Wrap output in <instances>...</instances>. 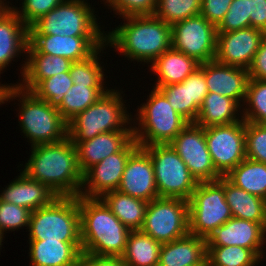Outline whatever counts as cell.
Instances as JSON below:
<instances>
[{
	"label": "cell",
	"instance_id": "obj_9",
	"mask_svg": "<svg viewBox=\"0 0 266 266\" xmlns=\"http://www.w3.org/2000/svg\"><path fill=\"white\" fill-rule=\"evenodd\" d=\"M189 204V234L207 238L231 219L224 195V176L216 181L198 182Z\"/></svg>",
	"mask_w": 266,
	"mask_h": 266
},
{
	"label": "cell",
	"instance_id": "obj_42",
	"mask_svg": "<svg viewBox=\"0 0 266 266\" xmlns=\"http://www.w3.org/2000/svg\"><path fill=\"white\" fill-rule=\"evenodd\" d=\"M250 27L248 0H233L228 12L217 26V32H230Z\"/></svg>",
	"mask_w": 266,
	"mask_h": 266
},
{
	"label": "cell",
	"instance_id": "obj_38",
	"mask_svg": "<svg viewBox=\"0 0 266 266\" xmlns=\"http://www.w3.org/2000/svg\"><path fill=\"white\" fill-rule=\"evenodd\" d=\"M202 0H157L154 16L165 23L176 22L200 15Z\"/></svg>",
	"mask_w": 266,
	"mask_h": 266
},
{
	"label": "cell",
	"instance_id": "obj_49",
	"mask_svg": "<svg viewBox=\"0 0 266 266\" xmlns=\"http://www.w3.org/2000/svg\"><path fill=\"white\" fill-rule=\"evenodd\" d=\"M76 266H127L122 257L96 256L82 252Z\"/></svg>",
	"mask_w": 266,
	"mask_h": 266
},
{
	"label": "cell",
	"instance_id": "obj_19",
	"mask_svg": "<svg viewBox=\"0 0 266 266\" xmlns=\"http://www.w3.org/2000/svg\"><path fill=\"white\" fill-rule=\"evenodd\" d=\"M117 190L148 202L159 197L152 160L142 147L129 156Z\"/></svg>",
	"mask_w": 266,
	"mask_h": 266
},
{
	"label": "cell",
	"instance_id": "obj_20",
	"mask_svg": "<svg viewBox=\"0 0 266 266\" xmlns=\"http://www.w3.org/2000/svg\"><path fill=\"white\" fill-rule=\"evenodd\" d=\"M200 67L205 73L208 92L229 97L242 107L249 80L247 69L224 65L215 60L200 63Z\"/></svg>",
	"mask_w": 266,
	"mask_h": 266
},
{
	"label": "cell",
	"instance_id": "obj_14",
	"mask_svg": "<svg viewBox=\"0 0 266 266\" xmlns=\"http://www.w3.org/2000/svg\"><path fill=\"white\" fill-rule=\"evenodd\" d=\"M197 182L222 177L215 169L205 139V128L189 123L170 143Z\"/></svg>",
	"mask_w": 266,
	"mask_h": 266
},
{
	"label": "cell",
	"instance_id": "obj_30",
	"mask_svg": "<svg viewBox=\"0 0 266 266\" xmlns=\"http://www.w3.org/2000/svg\"><path fill=\"white\" fill-rule=\"evenodd\" d=\"M101 199L111 212L131 231L143 226L148 201L123 194L118 190L105 193Z\"/></svg>",
	"mask_w": 266,
	"mask_h": 266
},
{
	"label": "cell",
	"instance_id": "obj_51",
	"mask_svg": "<svg viewBox=\"0 0 266 266\" xmlns=\"http://www.w3.org/2000/svg\"><path fill=\"white\" fill-rule=\"evenodd\" d=\"M3 237L4 235L0 232V248L2 247V242H3Z\"/></svg>",
	"mask_w": 266,
	"mask_h": 266
},
{
	"label": "cell",
	"instance_id": "obj_43",
	"mask_svg": "<svg viewBox=\"0 0 266 266\" xmlns=\"http://www.w3.org/2000/svg\"><path fill=\"white\" fill-rule=\"evenodd\" d=\"M64 0H23L21 10L12 6L22 22L29 28L43 15L49 13Z\"/></svg>",
	"mask_w": 266,
	"mask_h": 266
},
{
	"label": "cell",
	"instance_id": "obj_21",
	"mask_svg": "<svg viewBox=\"0 0 266 266\" xmlns=\"http://www.w3.org/2000/svg\"><path fill=\"white\" fill-rule=\"evenodd\" d=\"M133 126L124 131L105 132L76 145L82 174L111 154L121 151L133 139Z\"/></svg>",
	"mask_w": 266,
	"mask_h": 266
},
{
	"label": "cell",
	"instance_id": "obj_40",
	"mask_svg": "<svg viewBox=\"0 0 266 266\" xmlns=\"http://www.w3.org/2000/svg\"><path fill=\"white\" fill-rule=\"evenodd\" d=\"M246 158L266 164V124L245 121Z\"/></svg>",
	"mask_w": 266,
	"mask_h": 266
},
{
	"label": "cell",
	"instance_id": "obj_25",
	"mask_svg": "<svg viewBox=\"0 0 266 266\" xmlns=\"http://www.w3.org/2000/svg\"><path fill=\"white\" fill-rule=\"evenodd\" d=\"M26 53L28 56L26 55L20 72L23 82L17 84L27 91H31L41 80L58 73L69 72L72 64V61L61 56L38 53L29 43Z\"/></svg>",
	"mask_w": 266,
	"mask_h": 266
},
{
	"label": "cell",
	"instance_id": "obj_33",
	"mask_svg": "<svg viewBox=\"0 0 266 266\" xmlns=\"http://www.w3.org/2000/svg\"><path fill=\"white\" fill-rule=\"evenodd\" d=\"M107 90L104 85L73 84L56 108L68 123L77 114L93 105Z\"/></svg>",
	"mask_w": 266,
	"mask_h": 266
},
{
	"label": "cell",
	"instance_id": "obj_45",
	"mask_svg": "<svg viewBox=\"0 0 266 266\" xmlns=\"http://www.w3.org/2000/svg\"><path fill=\"white\" fill-rule=\"evenodd\" d=\"M233 0H202L200 14L214 26H218L228 12Z\"/></svg>",
	"mask_w": 266,
	"mask_h": 266
},
{
	"label": "cell",
	"instance_id": "obj_46",
	"mask_svg": "<svg viewBox=\"0 0 266 266\" xmlns=\"http://www.w3.org/2000/svg\"><path fill=\"white\" fill-rule=\"evenodd\" d=\"M190 102H195L199 107L203 104L205 96L209 93L205 80L204 70L199 67L189 75Z\"/></svg>",
	"mask_w": 266,
	"mask_h": 266
},
{
	"label": "cell",
	"instance_id": "obj_13",
	"mask_svg": "<svg viewBox=\"0 0 266 266\" xmlns=\"http://www.w3.org/2000/svg\"><path fill=\"white\" fill-rule=\"evenodd\" d=\"M205 139L216 171L226 176L246 159L245 121L205 127Z\"/></svg>",
	"mask_w": 266,
	"mask_h": 266
},
{
	"label": "cell",
	"instance_id": "obj_2",
	"mask_svg": "<svg viewBox=\"0 0 266 266\" xmlns=\"http://www.w3.org/2000/svg\"><path fill=\"white\" fill-rule=\"evenodd\" d=\"M122 19V25L105 33V43L128 60L151 64L172 47L171 25L162 19L154 15L127 16Z\"/></svg>",
	"mask_w": 266,
	"mask_h": 266
},
{
	"label": "cell",
	"instance_id": "obj_36",
	"mask_svg": "<svg viewBox=\"0 0 266 266\" xmlns=\"http://www.w3.org/2000/svg\"><path fill=\"white\" fill-rule=\"evenodd\" d=\"M167 98L173 109L189 123H195L200 107L190 102L189 76L181 83L158 88Z\"/></svg>",
	"mask_w": 266,
	"mask_h": 266
},
{
	"label": "cell",
	"instance_id": "obj_11",
	"mask_svg": "<svg viewBox=\"0 0 266 266\" xmlns=\"http://www.w3.org/2000/svg\"><path fill=\"white\" fill-rule=\"evenodd\" d=\"M189 204L181 198L158 197L148 203L142 232L164 244L189 234Z\"/></svg>",
	"mask_w": 266,
	"mask_h": 266
},
{
	"label": "cell",
	"instance_id": "obj_31",
	"mask_svg": "<svg viewBox=\"0 0 266 266\" xmlns=\"http://www.w3.org/2000/svg\"><path fill=\"white\" fill-rule=\"evenodd\" d=\"M161 245L141 230H132L122 260L127 266H158Z\"/></svg>",
	"mask_w": 266,
	"mask_h": 266
},
{
	"label": "cell",
	"instance_id": "obj_17",
	"mask_svg": "<svg viewBox=\"0 0 266 266\" xmlns=\"http://www.w3.org/2000/svg\"><path fill=\"white\" fill-rule=\"evenodd\" d=\"M29 44L41 54L61 56L72 62L91 56L105 44V36L29 35Z\"/></svg>",
	"mask_w": 266,
	"mask_h": 266
},
{
	"label": "cell",
	"instance_id": "obj_8",
	"mask_svg": "<svg viewBox=\"0 0 266 266\" xmlns=\"http://www.w3.org/2000/svg\"><path fill=\"white\" fill-rule=\"evenodd\" d=\"M94 12L85 0H64L29 27V35L105 36Z\"/></svg>",
	"mask_w": 266,
	"mask_h": 266
},
{
	"label": "cell",
	"instance_id": "obj_34",
	"mask_svg": "<svg viewBox=\"0 0 266 266\" xmlns=\"http://www.w3.org/2000/svg\"><path fill=\"white\" fill-rule=\"evenodd\" d=\"M262 259L241 246H207V262L213 266H256Z\"/></svg>",
	"mask_w": 266,
	"mask_h": 266
},
{
	"label": "cell",
	"instance_id": "obj_27",
	"mask_svg": "<svg viewBox=\"0 0 266 266\" xmlns=\"http://www.w3.org/2000/svg\"><path fill=\"white\" fill-rule=\"evenodd\" d=\"M199 67L196 59L171 47L150 65L151 72L158 76L153 87L181 83Z\"/></svg>",
	"mask_w": 266,
	"mask_h": 266
},
{
	"label": "cell",
	"instance_id": "obj_16",
	"mask_svg": "<svg viewBox=\"0 0 266 266\" xmlns=\"http://www.w3.org/2000/svg\"><path fill=\"white\" fill-rule=\"evenodd\" d=\"M265 35L264 31L253 27L217 32L214 60L224 65L248 69Z\"/></svg>",
	"mask_w": 266,
	"mask_h": 266
},
{
	"label": "cell",
	"instance_id": "obj_12",
	"mask_svg": "<svg viewBox=\"0 0 266 266\" xmlns=\"http://www.w3.org/2000/svg\"><path fill=\"white\" fill-rule=\"evenodd\" d=\"M172 48L199 63L213 61L216 54L217 27L201 14L171 25Z\"/></svg>",
	"mask_w": 266,
	"mask_h": 266
},
{
	"label": "cell",
	"instance_id": "obj_35",
	"mask_svg": "<svg viewBox=\"0 0 266 266\" xmlns=\"http://www.w3.org/2000/svg\"><path fill=\"white\" fill-rule=\"evenodd\" d=\"M242 106H245L244 110H241L243 113H239L243 115L244 121L266 124V80H248Z\"/></svg>",
	"mask_w": 266,
	"mask_h": 266
},
{
	"label": "cell",
	"instance_id": "obj_23",
	"mask_svg": "<svg viewBox=\"0 0 266 266\" xmlns=\"http://www.w3.org/2000/svg\"><path fill=\"white\" fill-rule=\"evenodd\" d=\"M56 197L58 196L47 186L29 178L23 171L0 194V200L25 207L32 212L49 205Z\"/></svg>",
	"mask_w": 266,
	"mask_h": 266
},
{
	"label": "cell",
	"instance_id": "obj_6",
	"mask_svg": "<svg viewBox=\"0 0 266 266\" xmlns=\"http://www.w3.org/2000/svg\"><path fill=\"white\" fill-rule=\"evenodd\" d=\"M141 105L133 120L139 122L135 124L138 127L133 126V137L139 147L169 144L189 124L157 88L151 90L146 103Z\"/></svg>",
	"mask_w": 266,
	"mask_h": 266
},
{
	"label": "cell",
	"instance_id": "obj_39",
	"mask_svg": "<svg viewBox=\"0 0 266 266\" xmlns=\"http://www.w3.org/2000/svg\"><path fill=\"white\" fill-rule=\"evenodd\" d=\"M73 86L69 72L58 73L50 78L41 80L31 92L39 99L57 107L63 100L66 92Z\"/></svg>",
	"mask_w": 266,
	"mask_h": 266
},
{
	"label": "cell",
	"instance_id": "obj_37",
	"mask_svg": "<svg viewBox=\"0 0 266 266\" xmlns=\"http://www.w3.org/2000/svg\"><path fill=\"white\" fill-rule=\"evenodd\" d=\"M106 43L98 48L87 59L72 62L70 66V76L72 77L73 84L79 85H105L104 84V72L103 66L99 63L101 59L98 55L103 53Z\"/></svg>",
	"mask_w": 266,
	"mask_h": 266
},
{
	"label": "cell",
	"instance_id": "obj_24",
	"mask_svg": "<svg viewBox=\"0 0 266 266\" xmlns=\"http://www.w3.org/2000/svg\"><path fill=\"white\" fill-rule=\"evenodd\" d=\"M206 261V239L188 234L161 245L158 266H204Z\"/></svg>",
	"mask_w": 266,
	"mask_h": 266
},
{
	"label": "cell",
	"instance_id": "obj_18",
	"mask_svg": "<svg viewBox=\"0 0 266 266\" xmlns=\"http://www.w3.org/2000/svg\"><path fill=\"white\" fill-rule=\"evenodd\" d=\"M265 243L266 228L261 223L234 217L206 238L207 246H241L253 250L262 260Z\"/></svg>",
	"mask_w": 266,
	"mask_h": 266
},
{
	"label": "cell",
	"instance_id": "obj_5",
	"mask_svg": "<svg viewBox=\"0 0 266 266\" xmlns=\"http://www.w3.org/2000/svg\"><path fill=\"white\" fill-rule=\"evenodd\" d=\"M119 91L108 89L93 105L68 122V138L75 146L100 133L124 131L131 124L132 115L126 110Z\"/></svg>",
	"mask_w": 266,
	"mask_h": 266
},
{
	"label": "cell",
	"instance_id": "obj_26",
	"mask_svg": "<svg viewBox=\"0 0 266 266\" xmlns=\"http://www.w3.org/2000/svg\"><path fill=\"white\" fill-rule=\"evenodd\" d=\"M81 242L29 240L31 266H76Z\"/></svg>",
	"mask_w": 266,
	"mask_h": 266
},
{
	"label": "cell",
	"instance_id": "obj_52",
	"mask_svg": "<svg viewBox=\"0 0 266 266\" xmlns=\"http://www.w3.org/2000/svg\"><path fill=\"white\" fill-rule=\"evenodd\" d=\"M204 266H213V265H210V264L206 261V263L204 264Z\"/></svg>",
	"mask_w": 266,
	"mask_h": 266
},
{
	"label": "cell",
	"instance_id": "obj_32",
	"mask_svg": "<svg viewBox=\"0 0 266 266\" xmlns=\"http://www.w3.org/2000/svg\"><path fill=\"white\" fill-rule=\"evenodd\" d=\"M232 184L266 200V164L244 159L225 176Z\"/></svg>",
	"mask_w": 266,
	"mask_h": 266
},
{
	"label": "cell",
	"instance_id": "obj_50",
	"mask_svg": "<svg viewBox=\"0 0 266 266\" xmlns=\"http://www.w3.org/2000/svg\"><path fill=\"white\" fill-rule=\"evenodd\" d=\"M4 1H6V0H0V15H1L4 11H6L9 7H11V6H9V3H10V2H8V4H7V2H4Z\"/></svg>",
	"mask_w": 266,
	"mask_h": 266
},
{
	"label": "cell",
	"instance_id": "obj_47",
	"mask_svg": "<svg viewBox=\"0 0 266 266\" xmlns=\"http://www.w3.org/2000/svg\"><path fill=\"white\" fill-rule=\"evenodd\" d=\"M247 71L249 79L266 80V35L261 40L259 49Z\"/></svg>",
	"mask_w": 266,
	"mask_h": 266
},
{
	"label": "cell",
	"instance_id": "obj_15",
	"mask_svg": "<svg viewBox=\"0 0 266 266\" xmlns=\"http://www.w3.org/2000/svg\"><path fill=\"white\" fill-rule=\"evenodd\" d=\"M139 147L133 138L121 151L111 154L83 174L80 196L101 198L119 188L129 156Z\"/></svg>",
	"mask_w": 266,
	"mask_h": 266
},
{
	"label": "cell",
	"instance_id": "obj_3",
	"mask_svg": "<svg viewBox=\"0 0 266 266\" xmlns=\"http://www.w3.org/2000/svg\"><path fill=\"white\" fill-rule=\"evenodd\" d=\"M82 252L96 256L121 257L125 251L127 228L101 198L78 196Z\"/></svg>",
	"mask_w": 266,
	"mask_h": 266
},
{
	"label": "cell",
	"instance_id": "obj_7",
	"mask_svg": "<svg viewBox=\"0 0 266 266\" xmlns=\"http://www.w3.org/2000/svg\"><path fill=\"white\" fill-rule=\"evenodd\" d=\"M29 240L81 242L79 199L58 196L31 213Z\"/></svg>",
	"mask_w": 266,
	"mask_h": 266
},
{
	"label": "cell",
	"instance_id": "obj_1",
	"mask_svg": "<svg viewBox=\"0 0 266 266\" xmlns=\"http://www.w3.org/2000/svg\"><path fill=\"white\" fill-rule=\"evenodd\" d=\"M31 150L22 170L29 178L43 183L57 196L80 195L83 174L72 140L66 137L59 142L32 146Z\"/></svg>",
	"mask_w": 266,
	"mask_h": 266
},
{
	"label": "cell",
	"instance_id": "obj_22",
	"mask_svg": "<svg viewBox=\"0 0 266 266\" xmlns=\"http://www.w3.org/2000/svg\"><path fill=\"white\" fill-rule=\"evenodd\" d=\"M28 43L29 28L9 7L0 15V74L14 58L27 52Z\"/></svg>",
	"mask_w": 266,
	"mask_h": 266
},
{
	"label": "cell",
	"instance_id": "obj_29",
	"mask_svg": "<svg viewBox=\"0 0 266 266\" xmlns=\"http://www.w3.org/2000/svg\"><path fill=\"white\" fill-rule=\"evenodd\" d=\"M240 109L241 106L235 100L209 92L204 98L195 123L204 128L233 124L243 119L241 114H238Z\"/></svg>",
	"mask_w": 266,
	"mask_h": 266
},
{
	"label": "cell",
	"instance_id": "obj_41",
	"mask_svg": "<svg viewBox=\"0 0 266 266\" xmlns=\"http://www.w3.org/2000/svg\"><path fill=\"white\" fill-rule=\"evenodd\" d=\"M32 211L25 207L0 200V232L15 231L22 227H29Z\"/></svg>",
	"mask_w": 266,
	"mask_h": 266
},
{
	"label": "cell",
	"instance_id": "obj_44",
	"mask_svg": "<svg viewBox=\"0 0 266 266\" xmlns=\"http://www.w3.org/2000/svg\"><path fill=\"white\" fill-rule=\"evenodd\" d=\"M106 3L121 18L154 15L157 6V0H106L104 4Z\"/></svg>",
	"mask_w": 266,
	"mask_h": 266
},
{
	"label": "cell",
	"instance_id": "obj_4",
	"mask_svg": "<svg viewBox=\"0 0 266 266\" xmlns=\"http://www.w3.org/2000/svg\"><path fill=\"white\" fill-rule=\"evenodd\" d=\"M11 85L5 86L3 104L5 101L20 98L18 123L25 138L29 139L31 147L59 142L68 137V123L55 106L37 98L31 91L22 89L18 84Z\"/></svg>",
	"mask_w": 266,
	"mask_h": 266
},
{
	"label": "cell",
	"instance_id": "obj_10",
	"mask_svg": "<svg viewBox=\"0 0 266 266\" xmlns=\"http://www.w3.org/2000/svg\"><path fill=\"white\" fill-rule=\"evenodd\" d=\"M142 148L152 160L158 196L188 201L198 182L172 146L155 144Z\"/></svg>",
	"mask_w": 266,
	"mask_h": 266
},
{
	"label": "cell",
	"instance_id": "obj_28",
	"mask_svg": "<svg viewBox=\"0 0 266 266\" xmlns=\"http://www.w3.org/2000/svg\"><path fill=\"white\" fill-rule=\"evenodd\" d=\"M224 195L234 218L261 223L266 228V200L237 187L225 176Z\"/></svg>",
	"mask_w": 266,
	"mask_h": 266
},
{
	"label": "cell",
	"instance_id": "obj_48",
	"mask_svg": "<svg viewBox=\"0 0 266 266\" xmlns=\"http://www.w3.org/2000/svg\"><path fill=\"white\" fill-rule=\"evenodd\" d=\"M248 15L250 27L266 33V0H248Z\"/></svg>",
	"mask_w": 266,
	"mask_h": 266
}]
</instances>
